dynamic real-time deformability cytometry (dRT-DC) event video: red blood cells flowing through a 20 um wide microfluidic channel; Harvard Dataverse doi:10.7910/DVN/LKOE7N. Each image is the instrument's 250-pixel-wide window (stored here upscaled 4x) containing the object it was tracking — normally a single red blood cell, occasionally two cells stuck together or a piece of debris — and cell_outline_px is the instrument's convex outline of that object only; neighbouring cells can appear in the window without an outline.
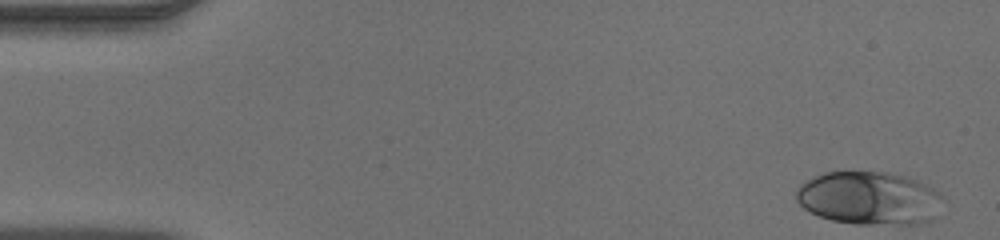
{"species": "human", "species_latin": "Homo sapiens", "temperature_condition": "warm", "stored_images_in_passage": 48, "camera_frame_rate_fps": 3000, "um_per_image_px": 0.085, "donor": {"sex": "male"}, "frame": {"image": 1, "passage_image": 1, "time_ms": 0.0, "image_size_px": [1000, 240], "cell_outline_px": [[944, 196], [936, 216], [932, 220], [920, 224], [856, 224], [832, 220], [820, 216], [804, 208], [796, 200], [796, 192], [800, 184], [824, 172], [884, 172], [908, 176], [928, 184]], "centroid_in_image_um": [73.94, 16.85], "position_along_channel_um": 11.1, "area_um2": 45.72}}
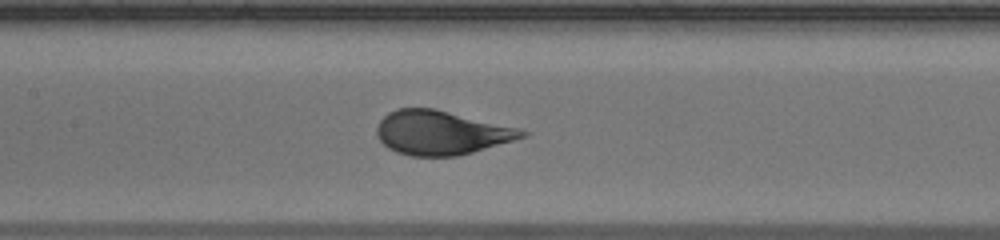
{"frame": {"image": 2, "passage_image": 22, "time_ms": 7.0, "image_size_px": [1000, 240], "cell_outline_px": [[532, 132], [528, 136], [472, 152], [456, 156], [408, 156], [396, 152], [388, 148], [376, 136], [376, 128], [380, 120], [388, 112], [396, 108], [436, 108], [520, 128]], "centroid_in_image_um": [37.51, 11.27], "position_along_channel_um": 169.9, "area_um2": 37.63}}
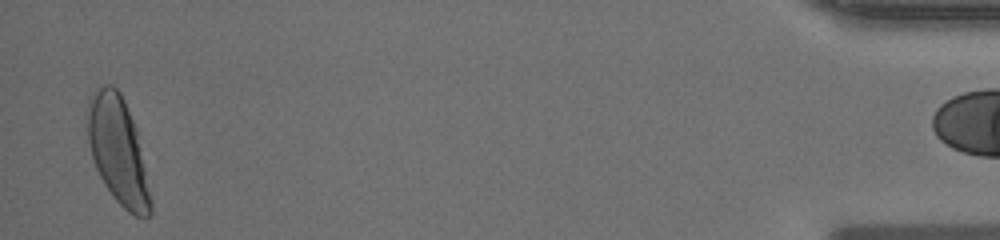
{"frame": {"image": 3, "passage_image": 47, "time_ms": 15.333, "image_size_px": [1000, 240], "cell_outline_px": [[152, 212], [148, 216], [136, 216], [128, 212], [112, 196], [104, 184], [96, 168], [92, 156], [88, 140], [88, 96], [100, 84], [112, 84], [120, 92], [124, 100], [136, 128], [152, 204]], "centroid_in_image_um": [10.01, 12.76], "position_along_channel_um": 425.2, "area_um2": 38.96}}